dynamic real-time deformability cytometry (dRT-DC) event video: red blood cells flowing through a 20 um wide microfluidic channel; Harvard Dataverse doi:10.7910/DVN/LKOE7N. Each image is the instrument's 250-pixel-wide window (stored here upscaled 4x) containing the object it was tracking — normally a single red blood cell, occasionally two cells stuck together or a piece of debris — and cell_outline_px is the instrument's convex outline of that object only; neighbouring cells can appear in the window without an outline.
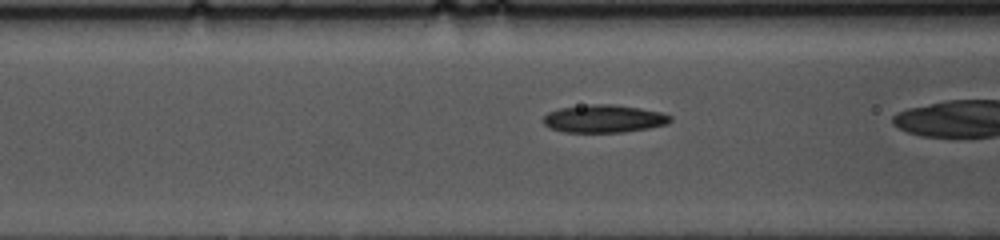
{"species": "common noctule bat (a hibernating species)", "species_latin": "Nyctalus noctula", "temperature_condition": "cold", "stored_images_in_passage": 37, "camera_frame_rate_fps": 3000, "um_per_image_px": 0.085, "animal": {"sex": "female", "body_mass_g": 10.0, "forearm_length_mm": 53.1}, "frame": {"image": 1, "passage_image": 16, "time_ms": 5.0, "image_size_px": [1000, 240], "cell_outline_px": [[672, 120], [668, 124], [648, 128], [624, 132], [564, 132], [548, 128], [544, 124], [544, 116], [548, 112], [560, 108], [592, 104], [612, 104], [640, 108], [660, 112], [672, 116]], "centroid_in_image_um": [51.34, 10.09], "position_along_channel_um": 115.3, "area_um2": 20.58}}
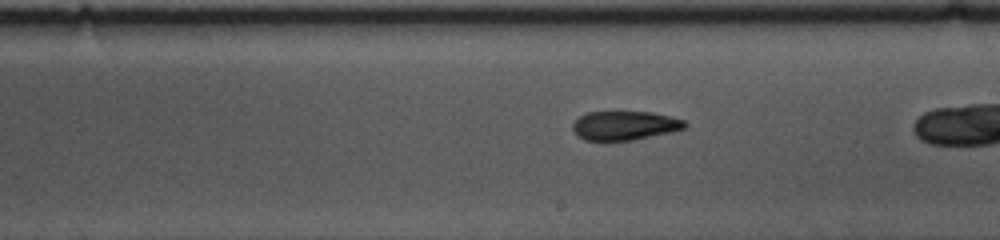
{"frame": {"image": 2, "passage_image": 26, "time_ms": 8.333, "image_size_px": [1000, 240], "cell_outline_px": [[688, 124], [684, 128], [672, 132], [632, 140], [584, 140], [576, 136], [572, 128], [572, 124], [584, 112], [652, 112], [672, 116], [684, 120]], "centroid_in_image_um": [53.09, 10.66], "position_along_channel_um": 235.9, "area_um2": 19.07}}
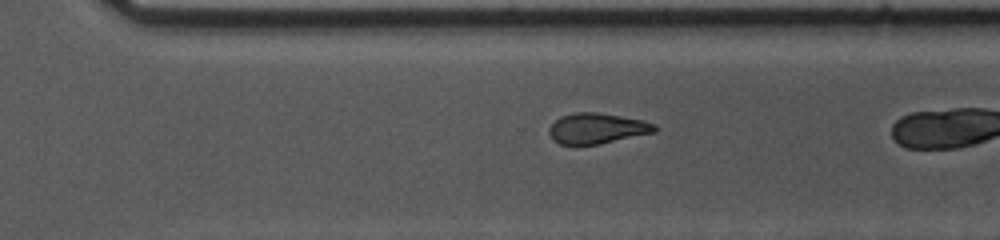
{"frame": {"image": 3, "passage_image": 33, "time_ms": 10.667, "image_size_px": [1000, 240], "cell_outline_px": [[656, 132], [600, 144], [560, 144], [552, 140], [548, 132], [548, 128], [560, 116], [572, 112], [596, 112], [644, 120], [656, 124]], "centroid_in_image_um": [50.73, 10.91], "position_along_channel_um": 319.9, "area_um2": 18.9}}